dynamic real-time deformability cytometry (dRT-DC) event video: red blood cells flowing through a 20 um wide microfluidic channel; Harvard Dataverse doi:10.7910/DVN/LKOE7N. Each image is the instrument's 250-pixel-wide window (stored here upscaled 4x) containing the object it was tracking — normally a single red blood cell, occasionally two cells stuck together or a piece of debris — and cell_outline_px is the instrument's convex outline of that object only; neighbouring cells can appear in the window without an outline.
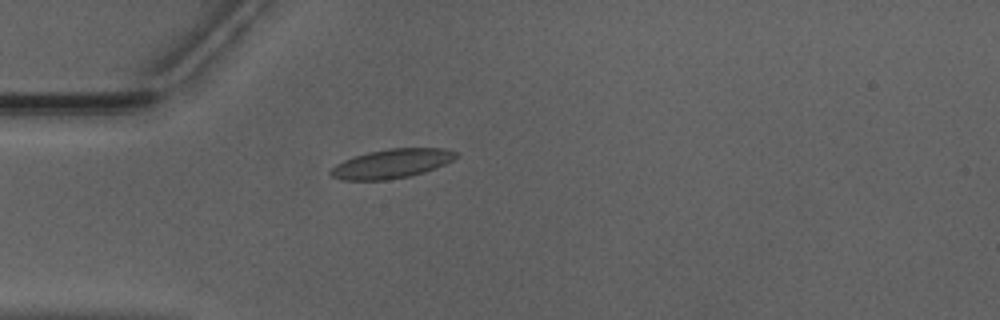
{"species": "Egyptian fruit bat (a non-hibernating species)", "species_latin": "Rousettus aegyptiacus", "temperature_condition": "warm", "stored_images_in_passage": 35, "camera_frame_rate_fps": 3000, "um_per_image_px": 0.085, "animal": {"sex": "male"}, "frame": {"image": 1, "passage_image": 4, "time_ms": 1.0, "image_size_px": [1000, 320], "cell_outline_px": [[460, 156], [444, 164], [424, 172], [408, 176], [388, 180], [340, 180], [328, 176], [328, 172], [336, 164], [344, 160], [368, 152], [388, 148], [444, 148], [456, 152]], "centroid_in_image_um": [33.26, 13.91], "position_along_channel_um": 51.7, "area_um2": 21.33}}
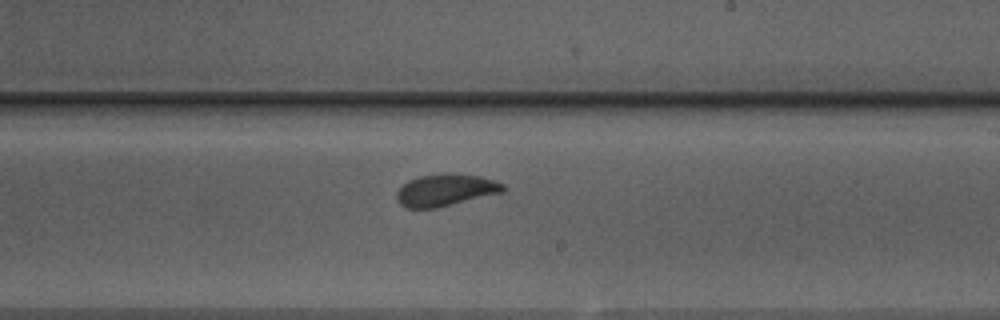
{"frame": {"image": 2, "passage_image": 20, "time_ms": 6.333, "image_size_px": [1000, 320], "cell_outline_px": [[504, 192], [436, 208], [404, 208], [396, 200], [396, 192], [408, 180], [420, 176], [480, 176], [504, 184]], "centroid_in_image_um": [37.83, 16.21], "position_along_channel_um": 251.2, "area_um2": 19.07}}
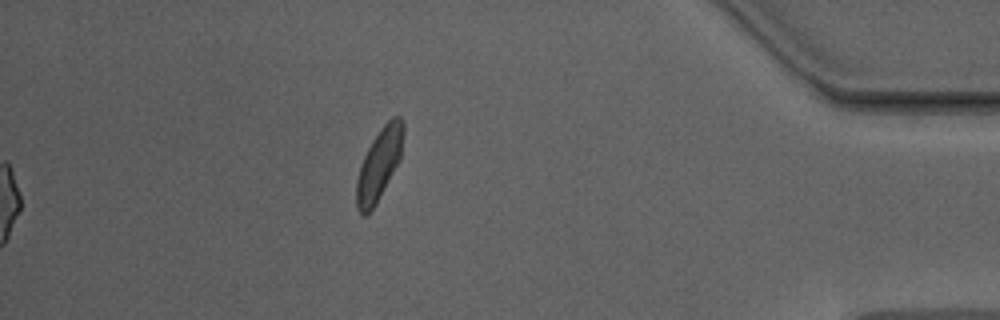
{"frame": {"image": 3, "passage_image": 35, "time_ms": 11.333, "image_size_px": [1000, 320], "cell_outline_px": [[404, 132], [400, 160], [376, 204], [368, 216], [364, 216], [356, 208], [356, 180], [364, 156], [372, 140], [380, 128], [392, 116], [400, 116], [404, 120]], "centroid_in_image_um": [32.24, 13.96], "position_along_channel_um": 403.0, "area_um2": 19.71}, "authors_computed_cell_mechanics": {"area_um2": 19.7098, "velocity_mm_per_s": 3.9442, "shape_relaxation_time_tau1_ms": 4.6054, "shape_relaxation_time_tau2_ms": 1.2278, "deformation_change_tau1": 0.1122, "deformation_change_tau2": 0.0519}}